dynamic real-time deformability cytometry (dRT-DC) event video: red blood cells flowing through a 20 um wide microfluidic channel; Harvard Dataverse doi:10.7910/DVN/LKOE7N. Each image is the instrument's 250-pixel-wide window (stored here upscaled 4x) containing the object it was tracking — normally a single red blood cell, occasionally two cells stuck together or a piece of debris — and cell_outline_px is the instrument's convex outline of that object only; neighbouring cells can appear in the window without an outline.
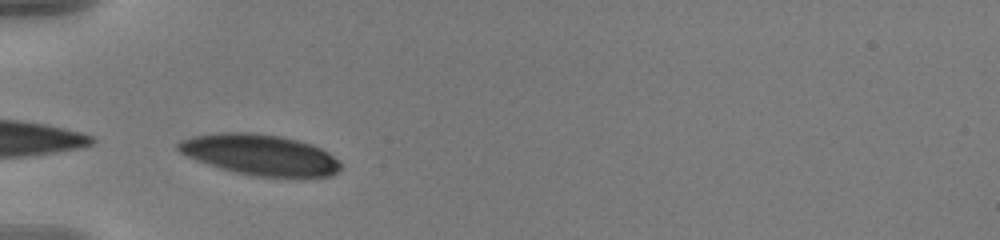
{"species": "human", "species_latin": "Homo sapiens", "temperature_condition": "warm", "stored_images_in_passage": 38, "camera_frame_rate_fps": 3000, "um_per_image_px": 0.085, "donor": {"sex": "male"}, "frame": {"image": 1, "passage_image": 1, "time_ms": 0.0, "image_size_px": [1000, 240], "cell_outline_px": [[340, 168], [332, 176], [252, 176], [236, 172], [208, 164], [196, 160], [180, 152], [176, 148], [176, 144], [180, 140], [192, 136], [220, 132], [248, 132], [280, 136], [312, 144], [328, 152], [340, 164]], "centroid_in_image_um": [22.05, 13.14], "position_along_channel_um": 62.9, "area_um2": 38.15}}
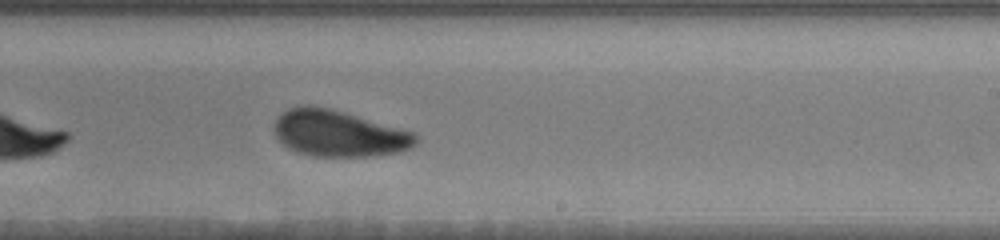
{"frame": {"image": 2, "passage_image": 18, "time_ms": 5.667, "image_size_px": [1000, 240], "cell_outline_px": [[420, 140], [416, 144], [408, 148], [396, 152], [368, 156], [312, 156], [288, 148], [276, 140], [272, 128], [276, 116], [280, 112], [288, 108], [300, 104], [312, 104], [332, 108], [416, 132]], "centroid_in_image_um": [28.73, 11.3], "position_along_channel_um": 260.3, "area_um2": 39.07}}
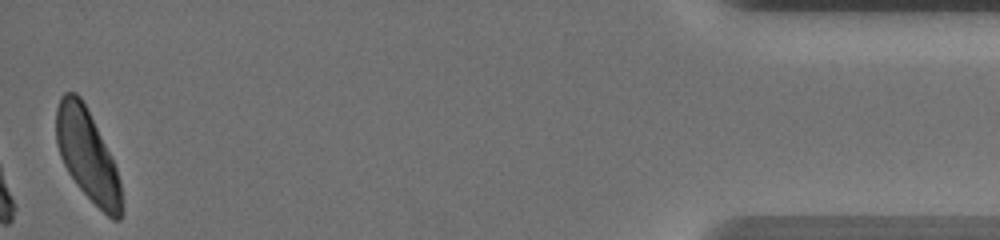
{"frame": {"image": 3, "passage_image": 38, "time_ms": 12.333, "image_size_px": [1000, 240], "cell_outline_px": [[124, 208], [120, 220], [112, 220], [76, 184], [68, 172], [60, 156], [56, 144], [56, 108], [60, 96], [64, 92], [76, 92], [80, 96], [116, 168], [120, 180]], "centroid_in_image_um": [7.42, 13.22], "position_along_channel_um": 427.8, "area_um2": 34.22}, "authors_computed_cell_mechanics": {"area_um2": 38.2347, "velocity_mm_per_s": 3.6034, "shape_relaxation_time_tau1_ms": 4.5462, "shape_relaxation_time_tau2_ms": 3.1083, "deformation_change_tau1": 0.1396, "deformation_change_tau2": 0.0857}}